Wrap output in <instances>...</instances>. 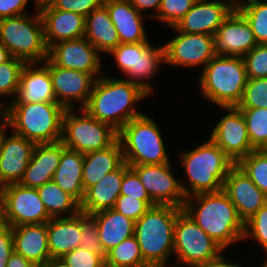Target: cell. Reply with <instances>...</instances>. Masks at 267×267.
Returning <instances> with one entry per match:
<instances>
[{
	"instance_id": "cell-1",
	"label": "cell",
	"mask_w": 267,
	"mask_h": 267,
	"mask_svg": "<svg viewBox=\"0 0 267 267\" xmlns=\"http://www.w3.org/2000/svg\"><path fill=\"white\" fill-rule=\"evenodd\" d=\"M150 95L128 79L99 77L96 79L88 103L83 108L92 117L119 131L133 118L141 116L134 104Z\"/></svg>"
},
{
	"instance_id": "cell-2",
	"label": "cell",
	"mask_w": 267,
	"mask_h": 267,
	"mask_svg": "<svg viewBox=\"0 0 267 267\" xmlns=\"http://www.w3.org/2000/svg\"><path fill=\"white\" fill-rule=\"evenodd\" d=\"M182 209L224 250L236 241H243L244 222L223 191L186 197Z\"/></svg>"
},
{
	"instance_id": "cell-3",
	"label": "cell",
	"mask_w": 267,
	"mask_h": 267,
	"mask_svg": "<svg viewBox=\"0 0 267 267\" xmlns=\"http://www.w3.org/2000/svg\"><path fill=\"white\" fill-rule=\"evenodd\" d=\"M65 110L57 102L10 103L2 115L15 134L44 144L61 141Z\"/></svg>"
},
{
	"instance_id": "cell-4",
	"label": "cell",
	"mask_w": 267,
	"mask_h": 267,
	"mask_svg": "<svg viewBox=\"0 0 267 267\" xmlns=\"http://www.w3.org/2000/svg\"><path fill=\"white\" fill-rule=\"evenodd\" d=\"M182 210L171 205H156L135 222L134 235L149 267H166L174 250L176 218Z\"/></svg>"
},
{
	"instance_id": "cell-5",
	"label": "cell",
	"mask_w": 267,
	"mask_h": 267,
	"mask_svg": "<svg viewBox=\"0 0 267 267\" xmlns=\"http://www.w3.org/2000/svg\"><path fill=\"white\" fill-rule=\"evenodd\" d=\"M190 189L181 184L186 197L222 191L224 180L235 165L209 138V141L181 155Z\"/></svg>"
},
{
	"instance_id": "cell-6",
	"label": "cell",
	"mask_w": 267,
	"mask_h": 267,
	"mask_svg": "<svg viewBox=\"0 0 267 267\" xmlns=\"http://www.w3.org/2000/svg\"><path fill=\"white\" fill-rule=\"evenodd\" d=\"M247 80L243 57L215 55L202 70L200 91L222 108L237 107Z\"/></svg>"
},
{
	"instance_id": "cell-7",
	"label": "cell",
	"mask_w": 267,
	"mask_h": 267,
	"mask_svg": "<svg viewBox=\"0 0 267 267\" xmlns=\"http://www.w3.org/2000/svg\"><path fill=\"white\" fill-rule=\"evenodd\" d=\"M148 115L133 118L118 131L128 166L169 163L159 126Z\"/></svg>"
},
{
	"instance_id": "cell-8",
	"label": "cell",
	"mask_w": 267,
	"mask_h": 267,
	"mask_svg": "<svg viewBox=\"0 0 267 267\" xmlns=\"http://www.w3.org/2000/svg\"><path fill=\"white\" fill-rule=\"evenodd\" d=\"M34 17L23 14L0 20V42L14 58L36 66L48 58L43 22L38 10Z\"/></svg>"
},
{
	"instance_id": "cell-9",
	"label": "cell",
	"mask_w": 267,
	"mask_h": 267,
	"mask_svg": "<svg viewBox=\"0 0 267 267\" xmlns=\"http://www.w3.org/2000/svg\"><path fill=\"white\" fill-rule=\"evenodd\" d=\"M82 115L66 109L62 121L61 142L68 149L82 154L111 146L118 139V131L111 125L92 117L83 108Z\"/></svg>"
},
{
	"instance_id": "cell-10",
	"label": "cell",
	"mask_w": 267,
	"mask_h": 267,
	"mask_svg": "<svg viewBox=\"0 0 267 267\" xmlns=\"http://www.w3.org/2000/svg\"><path fill=\"white\" fill-rule=\"evenodd\" d=\"M52 217L48 214L36 188L20 183L0 188V222L11 227L24 224H44Z\"/></svg>"
},
{
	"instance_id": "cell-11",
	"label": "cell",
	"mask_w": 267,
	"mask_h": 267,
	"mask_svg": "<svg viewBox=\"0 0 267 267\" xmlns=\"http://www.w3.org/2000/svg\"><path fill=\"white\" fill-rule=\"evenodd\" d=\"M223 250L187 213L182 210L177 215L173 254L183 266L194 267L217 257Z\"/></svg>"
},
{
	"instance_id": "cell-12",
	"label": "cell",
	"mask_w": 267,
	"mask_h": 267,
	"mask_svg": "<svg viewBox=\"0 0 267 267\" xmlns=\"http://www.w3.org/2000/svg\"><path fill=\"white\" fill-rule=\"evenodd\" d=\"M129 81L138 84L149 94L153 91L152 85L145 79L155 75L159 65L165 63L163 45L158 48L148 42L120 43L110 53Z\"/></svg>"
},
{
	"instance_id": "cell-13",
	"label": "cell",
	"mask_w": 267,
	"mask_h": 267,
	"mask_svg": "<svg viewBox=\"0 0 267 267\" xmlns=\"http://www.w3.org/2000/svg\"><path fill=\"white\" fill-rule=\"evenodd\" d=\"M139 177L151 200L156 205L183 208L186 196L182 182L172 173L171 163L129 166Z\"/></svg>"
},
{
	"instance_id": "cell-14",
	"label": "cell",
	"mask_w": 267,
	"mask_h": 267,
	"mask_svg": "<svg viewBox=\"0 0 267 267\" xmlns=\"http://www.w3.org/2000/svg\"><path fill=\"white\" fill-rule=\"evenodd\" d=\"M176 37L163 44L165 63L174 66L195 67L207 65L216 55L214 36L177 31Z\"/></svg>"
},
{
	"instance_id": "cell-15",
	"label": "cell",
	"mask_w": 267,
	"mask_h": 267,
	"mask_svg": "<svg viewBox=\"0 0 267 267\" xmlns=\"http://www.w3.org/2000/svg\"><path fill=\"white\" fill-rule=\"evenodd\" d=\"M229 110L216 127L213 129L210 139L237 164L242 158L253 152L246 122L238 107H224Z\"/></svg>"
},
{
	"instance_id": "cell-16",
	"label": "cell",
	"mask_w": 267,
	"mask_h": 267,
	"mask_svg": "<svg viewBox=\"0 0 267 267\" xmlns=\"http://www.w3.org/2000/svg\"><path fill=\"white\" fill-rule=\"evenodd\" d=\"M50 74L57 103L65 109H73L74 102L80 109L88 103L94 83L100 76H94L79 70L55 66L50 61Z\"/></svg>"
},
{
	"instance_id": "cell-17",
	"label": "cell",
	"mask_w": 267,
	"mask_h": 267,
	"mask_svg": "<svg viewBox=\"0 0 267 267\" xmlns=\"http://www.w3.org/2000/svg\"><path fill=\"white\" fill-rule=\"evenodd\" d=\"M100 53L85 38L64 40L48 48V59L58 67L91 73L94 77L101 70Z\"/></svg>"
},
{
	"instance_id": "cell-18",
	"label": "cell",
	"mask_w": 267,
	"mask_h": 267,
	"mask_svg": "<svg viewBox=\"0 0 267 267\" xmlns=\"http://www.w3.org/2000/svg\"><path fill=\"white\" fill-rule=\"evenodd\" d=\"M216 55L243 57L256 45L253 31L237 9L227 16L214 35Z\"/></svg>"
},
{
	"instance_id": "cell-19",
	"label": "cell",
	"mask_w": 267,
	"mask_h": 267,
	"mask_svg": "<svg viewBox=\"0 0 267 267\" xmlns=\"http://www.w3.org/2000/svg\"><path fill=\"white\" fill-rule=\"evenodd\" d=\"M225 1V2H224ZM196 0L184 17L172 27L183 33L215 35L219 26L234 10L230 0Z\"/></svg>"
},
{
	"instance_id": "cell-20",
	"label": "cell",
	"mask_w": 267,
	"mask_h": 267,
	"mask_svg": "<svg viewBox=\"0 0 267 267\" xmlns=\"http://www.w3.org/2000/svg\"><path fill=\"white\" fill-rule=\"evenodd\" d=\"M222 191L235 205L239 218L244 223L267 202V196L236 164L224 180Z\"/></svg>"
},
{
	"instance_id": "cell-21",
	"label": "cell",
	"mask_w": 267,
	"mask_h": 267,
	"mask_svg": "<svg viewBox=\"0 0 267 267\" xmlns=\"http://www.w3.org/2000/svg\"><path fill=\"white\" fill-rule=\"evenodd\" d=\"M35 145L15 133L10 137L4 134L0 147V188L22 180Z\"/></svg>"
},
{
	"instance_id": "cell-22",
	"label": "cell",
	"mask_w": 267,
	"mask_h": 267,
	"mask_svg": "<svg viewBox=\"0 0 267 267\" xmlns=\"http://www.w3.org/2000/svg\"><path fill=\"white\" fill-rule=\"evenodd\" d=\"M44 62L40 67H34L33 63L23 66L18 92L11 103L57 102L51 80L50 60L47 58Z\"/></svg>"
},
{
	"instance_id": "cell-23",
	"label": "cell",
	"mask_w": 267,
	"mask_h": 267,
	"mask_svg": "<svg viewBox=\"0 0 267 267\" xmlns=\"http://www.w3.org/2000/svg\"><path fill=\"white\" fill-rule=\"evenodd\" d=\"M47 48L64 41L85 36V17L81 14L53 9L50 6L39 10Z\"/></svg>"
},
{
	"instance_id": "cell-24",
	"label": "cell",
	"mask_w": 267,
	"mask_h": 267,
	"mask_svg": "<svg viewBox=\"0 0 267 267\" xmlns=\"http://www.w3.org/2000/svg\"><path fill=\"white\" fill-rule=\"evenodd\" d=\"M65 148L61 141L36 144L31 160L19 183L22 186L37 189L46 182L52 181L54 173L60 164L62 151Z\"/></svg>"
},
{
	"instance_id": "cell-25",
	"label": "cell",
	"mask_w": 267,
	"mask_h": 267,
	"mask_svg": "<svg viewBox=\"0 0 267 267\" xmlns=\"http://www.w3.org/2000/svg\"><path fill=\"white\" fill-rule=\"evenodd\" d=\"M129 168L124 162L118 169L107 173L98 183L87 188L80 202L81 212L90 216L102 210L112 209L120 196L124 173Z\"/></svg>"
},
{
	"instance_id": "cell-26",
	"label": "cell",
	"mask_w": 267,
	"mask_h": 267,
	"mask_svg": "<svg viewBox=\"0 0 267 267\" xmlns=\"http://www.w3.org/2000/svg\"><path fill=\"white\" fill-rule=\"evenodd\" d=\"M14 252L36 267H44L51 259L47 241V223L12 227Z\"/></svg>"
},
{
	"instance_id": "cell-27",
	"label": "cell",
	"mask_w": 267,
	"mask_h": 267,
	"mask_svg": "<svg viewBox=\"0 0 267 267\" xmlns=\"http://www.w3.org/2000/svg\"><path fill=\"white\" fill-rule=\"evenodd\" d=\"M82 212L71 217H54L47 222V241L51 258H62L79 247Z\"/></svg>"
},
{
	"instance_id": "cell-28",
	"label": "cell",
	"mask_w": 267,
	"mask_h": 267,
	"mask_svg": "<svg viewBox=\"0 0 267 267\" xmlns=\"http://www.w3.org/2000/svg\"><path fill=\"white\" fill-rule=\"evenodd\" d=\"M118 33L120 43L148 42L146 30L140 13L131 3L104 1Z\"/></svg>"
},
{
	"instance_id": "cell-29",
	"label": "cell",
	"mask_w": 267,
	"mask_h": 267,
	"mask_svg": "<svg viewBox=\"0 0 267 267\" xmlns=\"http://www.w3.org/2000/svg\"><path fill=\"white\" fill-rule=\"evenodd\" d=\"M124 162L119 139L105 149L83 154L82 183L84 191L98 183L107 173L118 169Z\"/></svg>"
},
{
	"instance_id": "cell-30",
	"label": "cell",
	"mask_w": 267,
	"mask_h": 267,
	"mask_svg": "<svg viewBox=\"0 0 267 267\" xmlns=\"http://www.w3.org/2000/svg\"><path fill=\"white\" fill-rule=\"evenodd\" d=\"M90 217L97 225L99 240L105 254L134 235L135 221L113 208L96 212Z\"/></svg>"
},
{
	"instance_id": "cell-31",
	"label": "cell",
	"mask_w": 267,
	"mask_h": 267,
	"mask_svg": "<svg viewBox=\"0 0 267 267\" xmlns=\"http://www.w3.org/2000/svg\"><path fill=\"white\" fill-rule=\"evenodd\" d=\"M98 52L110 53L120 44L107 8L102 5L85 17V36Z\"/></svg>"
},
{
	"instance_id": "cell-32",
	"label": "cell",
	"mask_w": 267,
	"mask_h": 267,
	"mask_svg": "<svg viewBox=\"0 0 267 267\" xmlns=\"http://www.w3.org/2000/svg\"><path fill=\"white\" fill-rule=\"evenodd\" d=\"M83 154L68 148L62 151L60 164L56 169L53 181L79 203L84 196L82 183Z\"/></svg>"
},
{
	"instance_id": "cell-33",
	"label": "cell",
	"mask_w": 267,
	"mask_h": 267,
	"mask_svg": "<svg viewBox=\"0 0 267 267\" xmlns=\"http://www.w3.org/2000/svg\"><path fill=\"white\" fill-rule=\"evenodd\" d=\"M37 191L52 218L63 217V215L71 217L81 211L80 203L69 193L63 191L53 180L37 188Z\"/></svg>"
},
{
	"instance_id": "cell-34",
	"label": "cell",
	"mask_w": 267,
	"mask_h": 267,
	"mask_svg": "<svg viewBox=\"0 0 267 267\" xmlns=\"http://www.w3.org/2000/svg\"><path fill=\"white\" fill-rule=\"evenodd\" d=\"M105 267H149L143 260L135 235L126 238L106 253Z\"/></svg>"
},
{
	"instance_id": "cell-35",
	"label": "cell",
	"mask_w": 267,
	"mask_h": 267,
	"mask_svg": "<svg viewBox=\"0 0 267 267\" xmlns=\"http://www.w3.org/2000/svg\"><path fill=\"white\" fill-rule=\"evenodd\" d=\"M247 134L255 150H267V108L240 109Z\"/></svg>"
},
{
	"instance_id": "cell-36",
	"label": "cell",
	"mask_w": 267,
	"mask_h": 267,
	"mask_svg": "<svg viewBox=\"0 0 267 267\" xmlns=\"http://www.w3.org/2000/svg\"><path fill=\"white\" fill-rule=\"evenodd\" d=\"M237 9L247 19L257 44H267V0L244 2Z\"/></svg>"
},
{
	"instance_id": "cell-37",
	"label": "cell",
	"mask_w": 267,
	"mask_h": 267,
	"mask_svg": "<svg viewBox=\"0 0 267 267\" xmlns=\"http://www.w3.org/2000/svg\"><path fill=\"white\" fill-rule=\"evenodd\" d=\"M236 165L267 196V150H254Z\"/></svg>"
},
{
	"instance_id": "cell-38",
	"label": "cell",
	"mask_w": 267,
	"mask_h": 267,
	"mask_svg": "<svg viewBox=\"0 0 267 267\" xmlns=\"http://www.w3.org/2000/svg\"><path fill=\"white\" fill-rule=\"evenodd\" d=\"M25 64L23 60L14 57L0 64V97L15 95L13 98H16L20 73Z\"/></svg>"
},
{
	"instance_id": "cell-39",
	"label": "cell",
	"mask_w": 267,
	"mask_h": 267,
	"mask_svg": "<svg viewBox=\"0 0 267 267\" xmlns=\"http://www.w3.org/2000/svg\"><path fill=\"white\" fill-rule=\"evenodd\" d=\"M239 109L267 108V78L248 79Z\"/></svg>"
},
{
	"instance_id": "cell-40",
	"label": "cell",
	"mask_w": 267,
	"mask_h": 267,
	"mask_svg": "<svg viewBox=\"0 0 267 267\" xmlns=\"http://www.w3.org/2000/svg\"><path fill=\"white\" fill-rule=\"evenodd\" d=\"M196 0H161L156 20L162 21L169 27H174L192 8Z\"/></svg>"
},
{
	"instance_id": "cell-41",
	"label": "cell",
	"mask_w": 267,
	"mask_h": 267,
	"mask_svg": "<svg viewBox=\"0 0 267 267\" xmlns=\"http://www.w3.org/2000/svg\"><path fill=\"white\" fill-rule=\"evenodd\" d=\"M243 60L248 79L267 78V44H257Z\"/></svg>"
},
{
	"instance_id": "cell-42",
	"label": "cell",
	"mask_w": 267,
	"mask_h": 267,
	"mask_svg": "<svg viewBox=\"0 0 267 267\" xmlns=\"http://www.w3.org/2000/svg\"><path fill=\"white\" fill-rule=\"evenodd\" d=\"M251 236L267 253V202L244 223L243 240Z\"/></svg>"
},
{
	"instance_id": "cell-43",
	"label": "cell",
	"mask_w": 267,
	"mask_h": 267,
	"mask_svg": "<svg viewBox=\"0 0 267 267\" xmlns=\"http://www.w3.org/2000/svg\"><path fill=\"white\" fill-rule=\"evenodd\" d=\"M79 246L88 251L106 256L98 235V228L95 221L86 213L82 212V230Z\"/></svg>"
},
{
	"instance_id": "cell-44",
	"label": "cell",
	"mask_w": 267,
	"mask_h": 267,
	"mask_svg": "<svg viewBox=\"0 0 267 267\" xmlns=\"http://www.w3.org/2000/svg\"><path fill=\"white\" fill-rule=\"evenodd\" d=\"M62 259L71 267H105V258L101 254L80 246L65 254Z\"/></svg>"
},
{
	"instance_id": "cell-45",
	"label": "cell",
	"mask_w": 267,
	"mask_h": 267,
	"mask_svg": "<svg viewBox=\"0 0 267 267\" xmlns=\"http://www.w3.org/2000/svg\"><path fill=\"white\" fill-rule=\"evenodd\" d=\"M120 194L144 200L150 207L156 206L140 182L138 175L131 168L124 173Z\"/></svg>"
},
{
	"instance_id": "cell-46",
	"label": "cell",
	"mask_w": 267,
	"mask_h": 267,
	"mask_svg": "<svg viewBox=\"0 0 267 267\" xmlns=\"http://www.w3.org/2000/svg\"><path fill=\"white\" fill-rule=\"evenodd\" d=\"M113 209L136 222L150 206L144 200L120 194Z\"/></svg>"
},
{
	"instance_id": "cell-47",
	"label": "cell",
	"mask_w": 267,
	"mask_h": 267,
	"mask_svg": "<svg viewBox=\"0 0 267 267\" xmlns=\"http://www.w3.org/2000/svg\"><path fill=\"white\" fill-rule=\"evenodd\" d=\"M103 4L104 0H55L50 7L57 10L75 12L86 17Z\"/></svg>"
},
{
	"instance_id": "cell-48",
	"label": "cell",
	"mask_w": 267,
	"mask_h": 267,
	"mask_svg": "<svg viewBox=\"0 0 267 267\" xmlns=\"http://www.w3.org/2000/svg\"><path fill=\"white\" fill-rule=\"evenodd\" d=\"M13 252L14 245L12 227L0 222V267H6Z\"/></svg>"
},
{
	"instance_id": "cell-49",
	"label": "cell",
	"mask_w": 267,
	"mask_h": 267,
	"mask_svg": "<svg viewBox=\"0 0 267 267\" xmlns=\"http://www.w3.org/2000/svg\"><path fill=\"white\" fill-rule=\"evenodd\" d=\"M28 0H0V20L23 15Z\"/></svg>"
},
{
	"instance_id": "cell-50",
	"label": "cell",
	"mask_w": 267,
	"mask_h": 267,
	"mask_svg": "<svg viewBox=\"0 0 267 267\" xmlns=\"http://www.w3.org/2000/svg\"><path fill=\"white\" fill-rule=\"evenodd\" d=\"M131 4L140 12L147 9H154L156 11V14L153 13L152 18H154L155 15H157L161 0H131Z\"/></svg>"
},
{
	"instance_id": "cell-51",
	"label": "cell",
	"mask_w": 267,
	"mask_h": 267,
	"mask_svg": "<svg viewBox=\"0 0 267 267\" xmlns=\"http://www.w3.org/2000/svg\"><path fill=\"white\" fill-rule=\"evenodd\" d=\"M194 267H242L238 264H234L233 262H227L224 259V256L218 255L217 257L210 259L204 263L195 265Z\"/></svg>"
},
{
	"instance_id": "cell-52",
	"label": "cell",
	"mask_w": 267,
	"mask_h": 267,
	"mask_svg": "<svg viewBox=\"0 0 267 267\" xmlns=\"http://www.w3.org/2000/svg\"><path fill=\"white\" fill-rule=\"evenodd\" d=\"M6 267H36V266L27 259H25L22 255L13 252V254L10 256L7 262Z\"/></svg>"
},
{
	"instance_id": "cell-53",
	"label": "cell",
	"mask_w": 267,
	"mask_h": 267,
	"mask_svg": "<svg viewBox=\"0 0 267 267\" xmlns=\"http://www.w3.org/2000/svg\"><path fill=\"white\" fill-rule=\"evenodd\" d=\"M44 267H71L62 258H51Z\"/></svg>"
},
{
	"instance_id": "cell-54",
	"label": "cell",
	"mask_w": 267,
	"mask_h": 267,
	"mask_svg": "<svg viewBox=\"0 0 267 267\" xmlns=\"http://www.w3.org/2000/svg\"><path fill=\"white\" fill-rule=\"evenodd\" d=\"M11 57L8 49L0 42V64L8 61Z\"/></svg>"
},
{
	"instance_id": "cell-55",
	"label": "cell",
	"mask_w": 267,
	"mask_h": 267,
	"mask_svg": "<svg viewBox=\"0 0 267 267\" xmlns=\"http://www.w3.org/2000/svg\"><path fill=\"white\" fill-rule=\"evenodd\" d=\"M6 127H9L8 126V123H7V120L5 119V117L1 114L0 116V147H1V142H2V139L4 137V134H5V130L7 129Z\"/></svg>"
},
{
	"instance_id": "cell-56",
	"label": "cell",
	"mask_w": 267,
	"mask_h": 267,
	"mask_svg": "<svg viewBox=\"0 0 267 267\" xmlns=\"http://www.w3.org/2000/svg\"><path fill=\"white\" fill-rule=\"evenodd\" d=\"M36 3H35V8H37V10H41L42 8L44 7H47V6H51L52 3L55 1V0H34Z\"/></svg>"
},
{
	"instance_id": "cell-57",
	"label": "cell",
	"mask_w": 267,
	"mask_h": 267,
	"mask_svg": "<svg viewBox=\"0 0 267 267\" xmlns=\"http://www.w3.org/2000/svg\"><path fill=\"white\" fill-rule=\"evenodd\" d=\"M244 1V0H243ZM241 1V0H230L231 2V5L234 7V8H238L239 6H241L244 2ZM249 1H252V0H246L245 2H249Z\"/></svg>"
},
{
	"instance_id": "cell-58",
	"label": "cell",
	"mask_w": 267,
	"mask_h": 267,
	"mask_svg": "<svg viewBox=\"0 0 267 267\" xmlns=\"http://www.w3.org/2000/svg\"><path fill=\"white\" fill-rule=\"evenodd\" d=\"M104 1H114V2L131 3V0H104Z\"/></svg>"
},
{
	"instance_id": "cell-59",
	"label": "cell",
	"mask_w": 267,
	"mask_h": 267,
	"mask_svg": "<svg viewBox=\"0 0 267 267\" xmlns=\"http://www.w3.org/2000/svg\"><path fill=\"white\" fill-rule=\"evenodd\" d=\"M2 102L0 103V114H2V110H1V108H2ZM1 116V115H0Z\"/></svg>"
},
{
	"instance_id": "cell-60",
	"label": "cell",
	"mask_w": 267,
	"mask_h": 267,
	"mask_svg": "<svg viewBox=\"0 0 267 267\" xmlns=\"http://www.w3.org/2000/svg\"><path fill=\"white\" fill-rule=\"evenodd\" d=\"M267 260V259H266ZM261 267H267V261H266V263L263 265V266H261Z\"/></svg>"
}]
</instances>
